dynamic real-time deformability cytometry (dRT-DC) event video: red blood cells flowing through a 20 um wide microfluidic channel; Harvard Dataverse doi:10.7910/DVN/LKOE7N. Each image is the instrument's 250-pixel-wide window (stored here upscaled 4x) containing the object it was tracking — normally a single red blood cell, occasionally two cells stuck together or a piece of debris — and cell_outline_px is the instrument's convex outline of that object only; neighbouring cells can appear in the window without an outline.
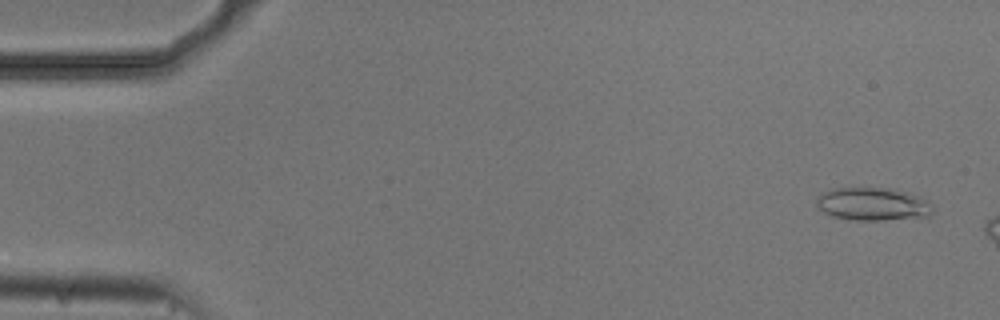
{"species": "common noctule bat (a hibernating species)", "species_latin": "Nyctalus noctula", "temperature_condition": "cold", "stored_images_in_passage": 12, "camera_frame_rate_fps": 3000, "um_per_image_px": 0.085, "animal": {"sex": "male", "body_mass_g": 20.5, "forearm_length_mm": 52.5}, "frame": {"image": 1, "passage_image": 3, "time_ms": 0.667, "image_size_px": [1000, 320], "cell_outline_px": [[932, 212], [928, 216], [880, 220], [856, 220], [832, 216], [816, 208], [816, 196], [832, 188], [892, 188], [920, 196], [928, 200], [932, 204]], "centroid_in_image_um": [74.16, 17.33], "position_along_channel_um": 10.8, "area_um2": 22.43}}